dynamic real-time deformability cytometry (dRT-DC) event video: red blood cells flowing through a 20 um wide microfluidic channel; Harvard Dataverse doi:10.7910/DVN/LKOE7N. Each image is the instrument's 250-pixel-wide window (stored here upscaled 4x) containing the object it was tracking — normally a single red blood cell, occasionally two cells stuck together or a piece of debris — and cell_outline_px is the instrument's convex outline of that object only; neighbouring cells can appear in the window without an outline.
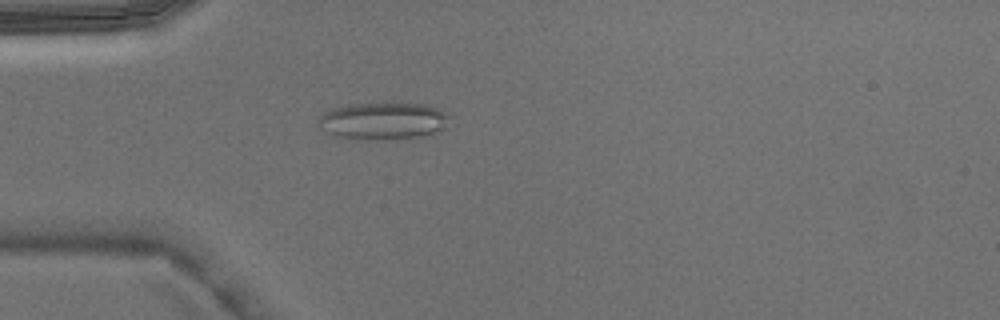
{"species": "Egyptian fruit bat (a non-hibernating species)", "species_latin": "Rousettus aegyptiacus", "temperature_condition": "warm", "stored_images_in_passage": 4, "camera_frame_rate_fps": 3000, "um_per_image_px": 0.085, "animal": {"sex": "male"}, "frame": {"image": 1, "passage_image": 4, "time_ms": 1.0, "image_size_px": [1000, 320], "cell_outline_px": [[452, 116], [448, 128], [436, 132], [420, 136], [376, 140], [352, 140], [328, 132], [320, 128], [320, 116], [324, 112], [332, 108], [348, 104], [428, 104]], "centroid_in_image_um": [32.62, 10.29], "position_along_channel_um": 52.4, "area_um2": 28.44}}